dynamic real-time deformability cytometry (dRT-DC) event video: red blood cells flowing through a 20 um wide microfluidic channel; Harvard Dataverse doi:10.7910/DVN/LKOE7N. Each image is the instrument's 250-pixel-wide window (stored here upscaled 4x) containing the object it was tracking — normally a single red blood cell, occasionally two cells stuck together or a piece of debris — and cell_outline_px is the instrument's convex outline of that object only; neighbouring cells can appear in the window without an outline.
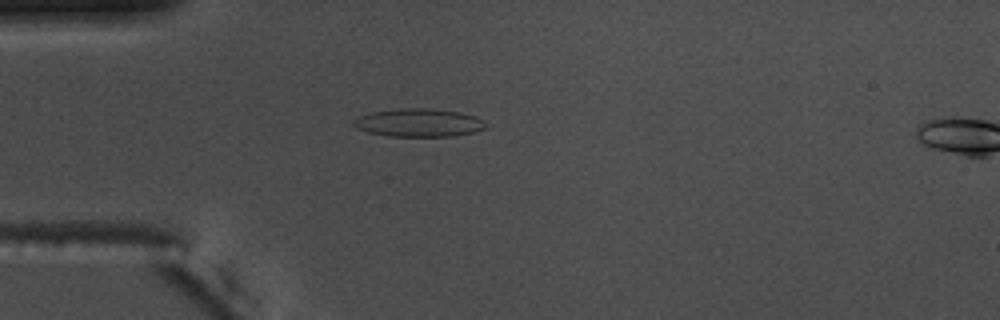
{"species": "common noctule bat (a hibernating species)", "species_latin": "Nyctalus noctula", "temperature_condition": "warm", "stored_images_in_passage": 56, "camera_frame_rate_fps": 3000, "um_per_image_px": 0.085, "animal": {"sex": "male", "body_mass_g": 17.5, "forearm_length_mm": 52.3}, "frame": {"image": 1, "passage_image": 16, "time_ms": 5.0, "image_size_px": [1000, 320], "cell_outline_px": [[488, 128], [472, 132], [452, 136], [388, 136], [368, 132], [356, 128], [352, 124], [352, 120], [360, 116], [372, 112], [400, 108], [428, 108], [460, 112], [476, 116], [484, 120], [488, 124]], "centroid_in_image_um": [35.62, 10.43], "position_along_channel_um": 49.4, "area_um2": 21.79}}
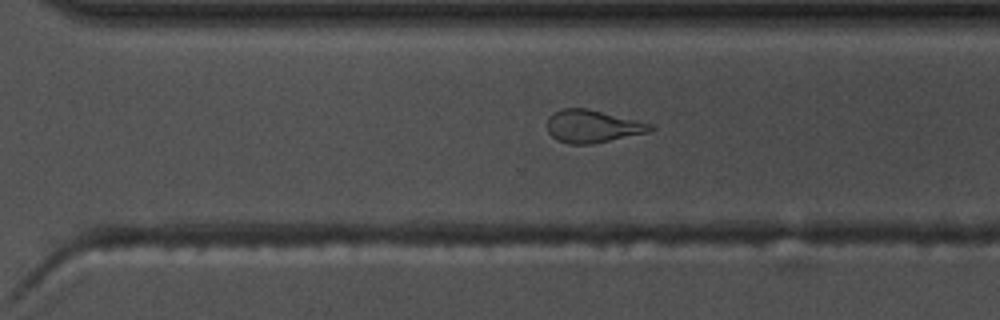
{"frame": {"image": 2, "passage_image": 39, "time_ms": 12.667, "image_size_px": [1000, 320], "cell_outline_px": [[656, 128], [648, 132], [592, 144], [568, 144], [556, 140], [548, 132], [548, 116], [552, 112], [560, 108], [588, 108], [652, 124]], "centroid_in_image_um": [50.33, 10.73], "position_along_channel_um": 320.3, "area_um2": 19.71}}
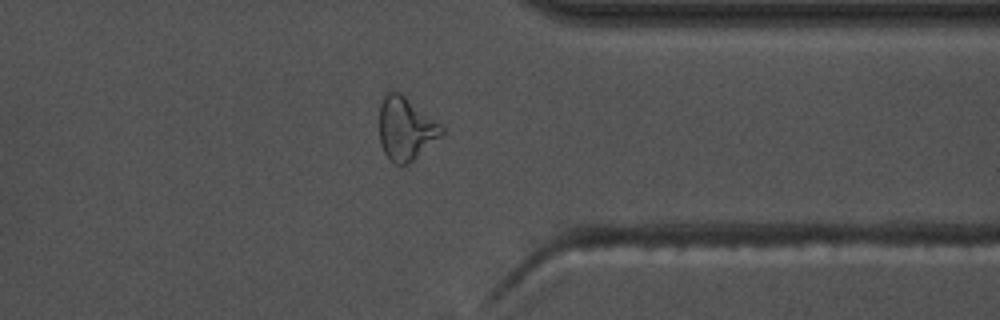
{"frame": {"image": 3, "passage_image": 44, "time_ms": 14.333, "image_size_px": [1000, 320], "cell_outline_px": [[444, 136], [408, 164], [392, 164], [384, 152], [380, 144], [380, 104], [384, 96], [388, 92], [400, 92], [440, 124], [444, 128]], "centroid_in_image_um": [34.51, 10.97], "position_along_channel_um": 376.9, "area_um2": 22.95}, "authors_computed_cell_mechanics": {"area_um2": 20.8947, "velocity_mm_per_s": 3.6998, "shape_relaxation_time_tau1_ms": 11.2913, "shape_relaxation_time_tau2_ms": 2.1965, "deformation_change_tau1": 0.2935, "deformation_change_tau2": 0.1178}}